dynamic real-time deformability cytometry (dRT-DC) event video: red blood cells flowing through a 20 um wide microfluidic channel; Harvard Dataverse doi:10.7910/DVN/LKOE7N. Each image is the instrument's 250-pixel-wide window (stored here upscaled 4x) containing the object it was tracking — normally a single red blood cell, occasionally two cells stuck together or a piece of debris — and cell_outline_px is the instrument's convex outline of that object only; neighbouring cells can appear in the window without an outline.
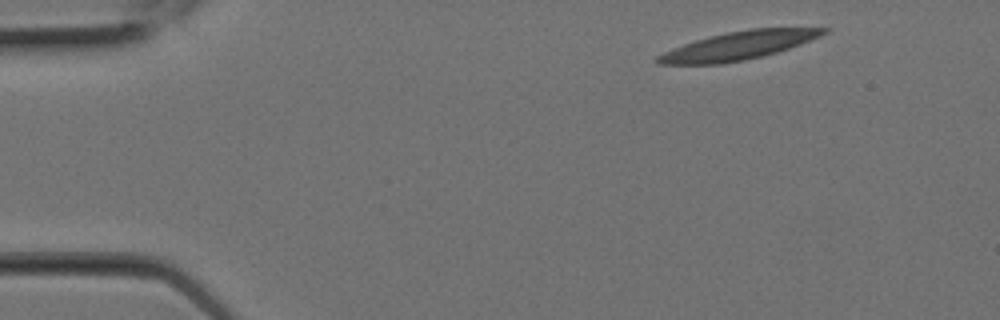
{"species": "Egyptian fruit bat (a non-hibernating species)", "species_latin": "Rousettus aegyptiacus", "temperature_condition": "room temperature", "stored_images_in_passage": 2, "camera_frame_rate_fps": 3000, "um_per_image_px": 0.085, "animal": {"sex": "female"}, "frame": {"image": 1, "passage_image": 1, "time_ms": 0.0, "image_size_px": [1000, 320], "cell_outline_px": [[828, 32], [820, 36], [800, 44], [776, 52], [744, 60], [724, 64], [660, 64], [652, 60], [656, 56], [672, 48], [696, 40], [728, 32], [752, 28], [828, 28]], "centroid_in_image_um": [62.73, 3.89], "position_along_channel_um": 22.3, "area_um2": 26.93}}
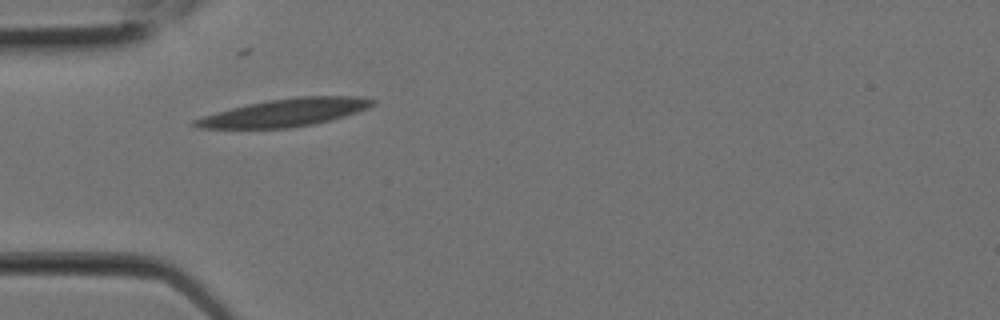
{"frame": {"image": 2, "passage_image": 2, "time_ms": 0.333, "image_size_px": [1000, 320], "cell_outline_px": [[376, 104], [368, 108], [344, 116], [312, 124], [288, 128], [196, 128], [192, 124], [192, 120], [216, 112], [248, 104], [268, 100], [296, 96], [360, 96], [376, 100]], "centroid_in_image_um": [24.24, 9.56], "position_along_channel_um": 60.8, "area_um2": 28.5}}